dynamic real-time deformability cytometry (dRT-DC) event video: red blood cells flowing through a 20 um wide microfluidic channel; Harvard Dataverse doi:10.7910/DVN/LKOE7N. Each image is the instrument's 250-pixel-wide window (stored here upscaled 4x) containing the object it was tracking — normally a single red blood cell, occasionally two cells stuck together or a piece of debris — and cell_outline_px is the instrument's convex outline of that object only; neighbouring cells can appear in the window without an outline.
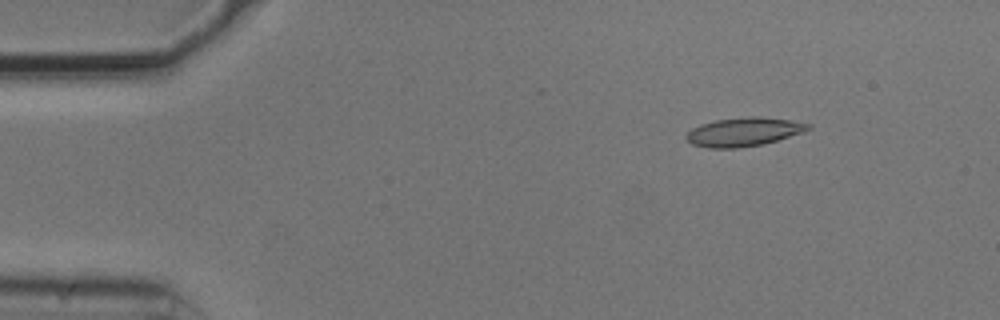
{"species": "common noctule bat (a hibernating species)", "species_latin": "Nyctalus noctula", "temperature_condition": "cold", "stored_images_in_passage": 52, "camera_frame_rate_fps": 3000, "um_per_image_px": 0.085, "animal": {"sex": "male", "body_mass_g": 20.5, "forearm_length_mm": 52.5}, "frame": {"image": 1, "passage_image": 5, "time_ms": 1.333, "image_size_px": [1000, 320], "cell_outline_px": [[812, 128], [804, 132], [776, 140], [760, 144], [736, 148], [708, 148], [692, 144], [684, 136], [692, 128], [700, 124], [716, 120], [752, 116], [756, 116], [788, 120], [812, 124]], "centroid_in_image_um": [63.21, 11.21], "position_along_channel_um": 21.8, "area_um2": 20.17}}
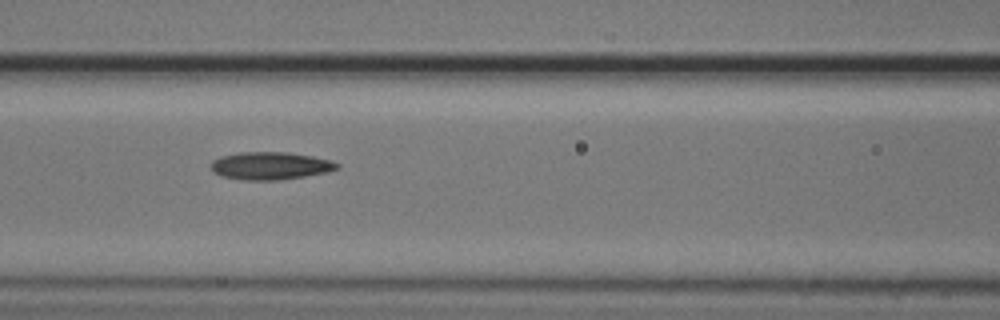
{"frame": {"image": 2, "passage_image": 21, "time_ms": 6.667, "image_size_px": [1000, 320], "cell_outline_px": [[340, 168], [328, 172], [280, 180], [244, 180], [220, 176], [212, 172], [212, 160], [220, 156], [240, 152], [288, 152], [312, 156], [332, 160], [340, 164]], "centroid_in_image_um": [22.99, 14.09], "position_along_channel_um": 143.6, "area_um2": 20.52}}
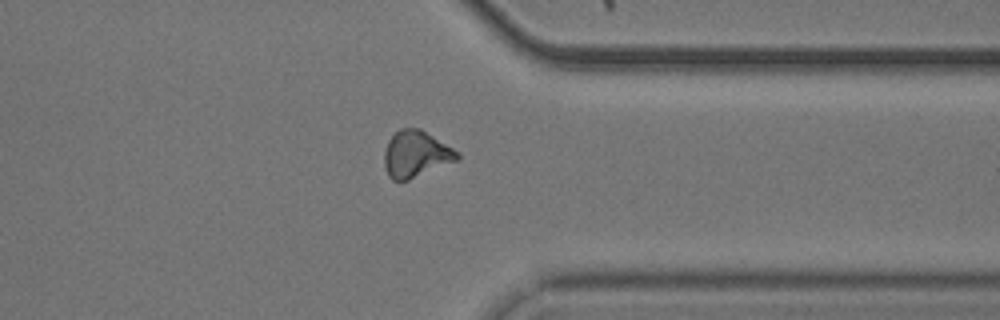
{"frame": {"image": 3, "passage_image": 40, "time_ms": 13.0, "image_size_px": [1000, 320], "cell_outline_px": [[460, 156], [456, 160], [408, 180], [392, 180], [388, 176], [384, 168], [384, 152], [388, 140], [400, 128], [420, 128], [460, 152]], "centroid_in_image_um": [35.32, 13.09], "position_along_channel_um": 376.1, "area_um2": 19.65}, "authors_computed_cell_mechanics": {"area_um2": 19.6809, "velocity_mm_per_s": 3.7389, "shape_relaxation_time_tau1_ms": 5.6828, "shape_relaxation_time_tau2_ms": 4.9097, "deformation_change_tau1": 0.132, "deformation_change_tau2": 0.1372}}